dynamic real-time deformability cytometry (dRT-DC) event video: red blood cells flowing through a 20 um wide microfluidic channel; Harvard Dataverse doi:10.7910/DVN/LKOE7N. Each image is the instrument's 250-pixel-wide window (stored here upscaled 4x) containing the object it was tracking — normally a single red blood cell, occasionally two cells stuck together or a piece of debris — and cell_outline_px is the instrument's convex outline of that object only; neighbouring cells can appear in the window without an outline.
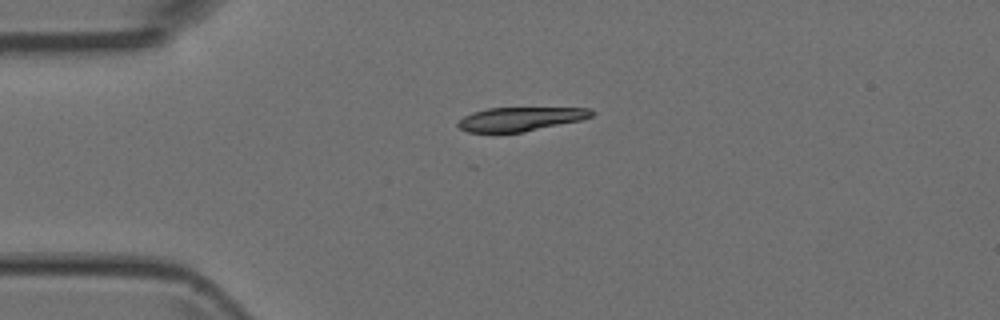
{"species": "Egyptian fruit bat (a non-hibernating species)", "species_latin": "Rousettus aegyptiacus", "temperature_condition": "room temperature", "stored_images_in_passage": 2, "camera_frame_rate_fps": 3000, "um_per_image_px": 0.085, "animal": {"sex": "female"}, "frame": {"image": 1, "passage_image": 1, "time_ms": 0.0, "image_size_px": [1000, 320], "cell_outline_px": [[596, 112], [592, 116], [580, 120], [524, 132], [468, 132], [460, 128], [456, 124], [464, 116], [472, 112], [488, 108], [592, 108]], "centroid_in_image_um": [44.24, 10.11], "position_along_channel_um": 40.8, "area_um2": 18.5}}